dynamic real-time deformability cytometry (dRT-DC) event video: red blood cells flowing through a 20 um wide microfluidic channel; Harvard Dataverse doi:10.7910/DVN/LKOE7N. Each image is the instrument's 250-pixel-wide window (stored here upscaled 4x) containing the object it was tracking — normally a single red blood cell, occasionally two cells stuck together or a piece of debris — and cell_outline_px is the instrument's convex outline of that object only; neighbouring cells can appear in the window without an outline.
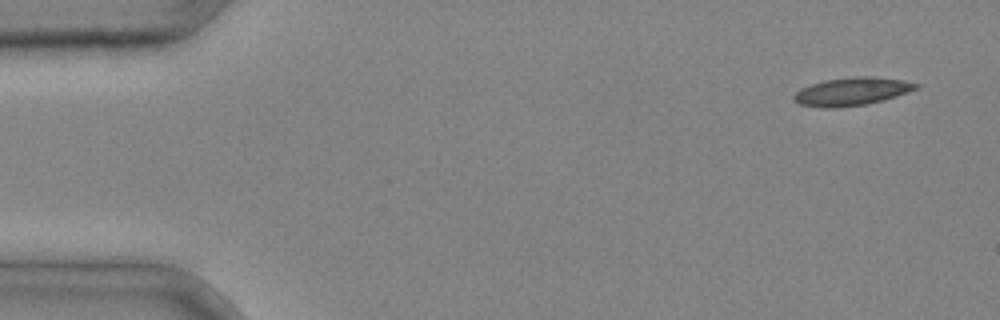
{"species": "common noctule bat (a hibernating species)", "species_latin": "Nyctalus noctula", "temperature_condition": "cold", "stored_images_in_passage": 3, "camera_frame_rate_fps": 3000, "um_per_image_px": 0.085, "animal": {"sex": "male", "body_mass_g": 20.4}, "frame": {"image": 1, "passage_image": 1, "time_ms": 0.0, "image_size_px": [1000, 320], "cell_outline_px": [[920, 88], [884, 100], [864, 104], [800, 104], [792, 100], [792, 96], [800, 88], [824, 80], [856, 76], [872, 76], [904, 80], [920, 84]], "centroid_in_image_um": [72.51, 7.7], "position_along_channel_um": 12.5, "area_um2": 18.96}}